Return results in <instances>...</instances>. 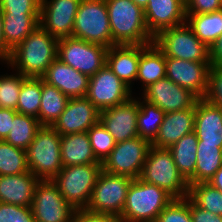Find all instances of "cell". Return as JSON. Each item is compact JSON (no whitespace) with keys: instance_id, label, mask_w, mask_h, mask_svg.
I'll use <instances>...</instances> for the list:
<instances>
[{"instance_id":"obj_1","label":"cell","mask_w":222,"mask_h":222,"mask_svg":"<svg viewBox=\"0 0 222 222\" xmlns=\"http://www.w3.org/2000/svg\"><path fill=\"white\" fill-rule=\"evenodd\" d=\"M58 41L38 25L11 51L8 66L24 77L41 78L57 58Z\"/></svg>"},{"instance_id":"obj_2","label":"cell","mask_w":222,"mask_h":222,"mask_svg":"<svg viewBox=\"0 0 222 222\" xmlns=\"http://www.w3.org/2000/svg\"><path fill=\"white\" fill-rule=\"evenodd\" d=\"M112 40L116 45L154 43L144 18V10L132 0H105Z\"/></svg>"},{"instance_id":"obj_3","label":"cell","mask_w":222,"mask_h":222,"mask_svg":"<svg viewBox=\"0 0 222 222\" xmlns=\"http://www.w3.org/2000/svg\"><path fill=\"white\" fill-rule=\"evenodd\" d=\"M174 198L165 190L133 179L129 186L121 222H155L157 216Z\"/></svg>"},{"instance_id":"obj_4","label":"cell","mask_w":222,"mask_h":222,"mask_svg":"<svg viewBox=\"0 0 222 222\" xmlns=\"http://www.w3.org/2000/svg\"><path fill=\"white\" fill-rule=\"evenodd\" d=\"M139 178L160 187L174 199L189 196V185L179 174L169 148L151 145Z\"/></svg>"},{"instance_id":"obj_5","label":"cell","mask_w":222,"mask_h":222,"mask_svg":"<svg viewBox=\"0 0 222 222\" xmlns=\"http://www.w3.org/2000/svg\"><path fill=\"white\" fill-rule=\"evenodd\" d=\"M60 142L52 126L42 125L26 150L29 171L39 180H52L63 168Z\"/></svg>"},{"instance_id":"obj_6","label":"cell","mask_w":222,"mask_h":222,"mask_svg":"<svg viewBox=\"0 0 222 222\" xmlns=\"http://www.w3.org/2000/svg\"><path fill=\"white\" fill-rule=\"evenodd\" d=\"M101 171V163L63 166L52 181L75 209H85Z\"/></svg>"},{"instance_id":"obj_7","label":"cell","mask_w":222,"mask_h":222,"mask_svg":"<svg viewBox=\"0 0 222 222\" xmlns=\"http://www.w3.org/2000/svg\"><path fill=\"white\" fill-rule=\"evenodd\" d=\"M72 37L100 44L107 48L116 45L112 40L105 0H81Z\"/></svg>"},{"instance_id":"obj_8","label":"cell","mask_w":222,"mask_h":222,"mask_svg":"<svg viewBox=\"0 0 222 222\" xmlns=\"http://www.w3.org/2000/svg\"><path fill=\"white\" fill-rule=\"evenodd\" d=\"M154 43L165 57L210 62L209 47L195 36L187 23L163 30L154 37Z\"/></svg>"},{"instance_id":"obj_9","label":"cell","mask_w":222,"mask_h":222,"mask_svg":"<svg viewBox=\"0 0 222 222\" xmlns=\"http://www.w3.org/2000/svg\"><path fill=\"white\" fill-rule=\"evenodd\" d=\"M133 179L102 170L93 188L88 211L120 217Z\"/></svg>"},{"instance_id":"obj_10","label":"cell","mask_w":222,"mask_h":222,"mask_svg":"<svg viewBox=\"0 0 222 222\" xmlns=\"http://www.w3.org/2000/svg\"><path fill=\"white\" fill-rule=\"evenodd\" d=\"M108 48L75 37L58 41L57 58L73 69L89 77L106 65Z\"/></svg>"},{"instance_id":"obj_11","label":"cell","mask_w":222,"mask_h":222,"mask_svg":"<svg viewBox=\"0 0 222 222\" xmlns=\"http://www.w3.org/2000/svg\"><path fill=\"white\" fill-rule=\"evenodd\" d=\"M151 143L139 136L116 143L111 153L101 163L109 174L139 178Z\"/></svg>"},{"instance_id":"obj_12","label":"cell","mask_w":222,"mask_h":222,"mask_svg":"<svg viewBox=\"0 0 222 222\" xmlns=\"http://www.w3.org/2000/svg\"><path fill=\"white\" fill-rule=\"evenodd\" d=\"M35 222H71L75 209L52 180H39L31 204Z\"/></svg>"},{"instance_id":"obj_13","label":"cell","mask_w":222,"mask_h":222,"mask_svg":"<svg viewBox=\"0 0 222 222\" xmlns=\"http://www.w3.org/2000/svg\"><path fill=\"white\" fill-rule=\"evenodd\" d=\"M132 89L126 86L107 66L90 77L86 98L99 110L127 102Z\"/></svg>"},{"instance_id":"obj_14","label":"cell","mask_w":222,"mask_h":222,"mask_svg":"<svg viewBox=\"0 0 222 222\" xmlns=\"http://www.w3.org/2000/svg\"><path fill=\"white\" fill-rule=\"evenodd\" d=\"M166 77L175 84L189 90L198 99L208 92L210 62H192L165 57Z\"/></svg>"},{"instance_id":"obj_15","label":"cell","mask_w":222,"mask_h":222,"mask_svg":"<svg viewBox=\"0 0 222 222\" xmlns=\"http://www.w3.org/2000/svg\"><path fill=\"white\" fill-rule=\"evenodd\" d=\"M80 1L41 0L39 25L58 40L72 37Z\"/></svg>"},{"instance_id":"obj_16","label":"cell","mask_w":222,"mask_h":222,"mask_svg":"<svg viewBox=\"0 0 222 222\" xmlns=\"http://www.w3.org/2000/svg\"><path fill=\"white\" fill-rule=\"evenodd\" d=\"M142 98L158 106L165 113L195 109L198 98L189 90L175 84L167 77L161 78L143 90Z\"/></svg>"},{"instance_id":"obj_17","label":"cell","mask_w":222,"mask_h":222,"mask_svg":"<svg viewBox=\"0 0 222 222\" xmlns=\"http://www.w3.org/2000/svg\"><path fill=\"white\" fill-rule=\"evenodd\" d=\"M100 120V111L86 98H69L52 127L60 136L87 132Z\"/></svg>"},{"instance_id":"obj_18","label":"cell","mask_w":222,"mask_h":222,"mask_svg":"<svg viewBox=\"0 0 222 222\" xmlns=\"http://www.w3.org/2000/svg\"><path fill=\"white\" fill-rule=\"evenodd\" d=\"M138 99L131 97L127 102L100 111V122L114 137L116 143L138 136Z\"/></svg>"},{"instance_id":"obj_19","label":"cell","mask_w":222,"mask_h":222,"mask_svg":"<svg viewBox=\"0 0 222 222\" xmlns=\"http://www.w3.org/2000/svg\"><path fill=\"white\" fill-rule=\"evenodd\" d=\"M144 18L150 34L156 37L163 30L186 23L185 0H148Z\"/></svg>"},{"instance_id":"obj_20","label":"cell","mask_w":222,"mask_h":222,"mask_svg":"<svg viewBox=\"0 0 222 222\" xmlns=\"http://www.w3.org/2000/svg\"><path fill=\"white\" fill-rule=\"evenodd\" d=\"M68 98L86 97L90 77L56 58L41 77Z\"/></svg>"},{"instance_id":"obj_21","label":"cell","mask_w":222,"mask_h":222,"mask_svg":"<svg viewBox=\"0 0 222 222\" xmlns=\"http://www.w3.org/2000/svg\"><path fill=\"white\" fill-rule=\"evenodd\" d=\"M194 132L202 144L222 148V107L208 100L198 99L195 104Z\"/></svg>"},{"instance_id":"obj_22","label":"cell","mask_w":222,"mask_h":222,"mask_svg":"<svg viewBox=\"0 0 222 222\" xmlns=\"http://www.w3.org/2000/svg\"><path fill=\"white\" fill-rule=\"evenodd\" d=\"M194 125L195 109L165 113L158 135L151 145L158 148H169L184 135L193 132Z\"/></svg>"},{"instance_id":"obj_23","label":"cell","mask_w":222,"mask_h":222,"mask_svg":"<svg viewBox=\"0 0 222 222\" xmlns=\"http://www.w3.org/2000/svg\"><path fill=\"white\" fill-rule=\"evenodd\" d=\"M140 57V45H114L108 48L106 65L130 89L136 81Z\"/></svg>"},{"instance_id":"obj_24","label":"cell","mask_w":222,"mask_h":222,"mask_svg":"<svg viewBox=\"0 0 222 222\" xmlns=\"http://www.w3.org/2000/svg\"><path fill=\"white\" fill-rule=\"evenodd\" d=\"M39 179L31 171L18 175L0 176V202L31 206Z\"/></svg>"},{"instance_id":"obj_25","label":"cell","mask_w":222,"mask_h":222,"mask_svg":"<svg viewBox=\"0 0 222 222\" xmlns=\"http://www.w3.org/2000/svg\"><path fill=\"white\" fill-rule=\"evenodd\" d=\"M60 149L63 166L101 163L93 154L87 132L61 136Z\"/></svg>"},{"instance_id":"obj_26","label":"cell","mask_w":222,"mask_h":222,"mask_svg":"<svg viewBox=\"0 0 222 222\" xmlns=\"http://www.w3.org/2000/svg\"><path fill=\"white\" fill-rule=\"evenodd\" d=\"M166 77L164 53L155 45H140V57L136 80L142 82V88H147L161 78Z\"/></svg>"},{"instance_id":"obj_27","label":"cell","mask_w":222,"mask_h":222,"mask_svg":"<svg viewBox=\"0 0 222 222\" xmlns=\"http://www.w3.org/2000/svg\"><path fill=\"white\" fill-rule=\"evenodd\" d=\"M197 144L198 138L193 131L184 135L179 141L169 147L179 174L185 179L189 186L195 184Z\"/></svg>"},{"instance_id":"obj_28","label":"cell","mask_w":222,"mask_h":222,"mask_svg":"<svg viewBox=\"0 0 222 222\" xmlns=\"http://www.w3.org/2000/svg\"><path fill=\"white\" fill-rule=\"evenodd\" d=\"M40 13L3 14V35L12 51L39 25Z\"/></svg>"},{"instance_id":"obj_29","label":"cell","mask_w":222,"mask_h":222,"mask_svg":"<svg viewBox=\"0 0 222 222\" xmlns=\"http://www.w3.org/2000/svg\"><path fill=\"white\" fill-rule=\"evenodd\" d=\"M186 23L195 36L210 48L222 34V9L207 14L186 15Z\"/></svg>"},{"instance_id":"obj_30","label":"cell","mask_w":222,"mask_h":222,"mask_svg":"<svg viewBox=\"0 0 222 222\" xmlns=\"http://www.w3.org/2000/svg\"><path fill=\"white\" fill-rule=\"evenodd\" d=\"M69 98L55 86L42 79L41 105L39 122L41 125L52 126L64 111Z\"/></svg>"},{"instance_id":"obj_31","label":"cell","mask_w":222,"mask_h":222,"mask_svg":"<svg viewBox=\"0 0 222 222\" xmlns=\"http://www.w3.org/2000/svg\"><path fill=\"white\" fill-rule=\"evenodd\" d=\"M196 159L195 184L208 182L222 166V148L198 141Z\"/></svg>"},{"instance_id":"obj_32","label":"cell","mask_w":222,"mask_h":222,"mask_svg":"<svg viewBox=\"0 0 222 222\" xmlns=\"http://www.w3.org/2000/svg\"><path fill=\"white\" fill-rule=\"evenodd\" d=\"M138 97L139 111L137 117L138 136L152 143L158 135L165 112L158 106ZM140 100V101H139Z\"/></svg>"},{"instance_id":"obj_33","label":"cell","mask_w":222,"mask_h":222,"mask_svg":"<svg viewBox=\"0 0 222 222\" xmlns=\"http://www.w3.org/2000/svg\"><path fill=\"white\" fill-rule=\"evenodd\" d=\"M41 126L37 118L17 113L5 141L14 147L27 150Z\"/></svg>"},{"instance_id":"obj_34","label":"cell","mask_w":222,"mask_h":222,"mask_svg":"<svg viewBox=\"0 0 222 222\" xmlns=\"http://www.w3.org/2000/svg\"><path fill=\"white\" fill-rule=\"evenodd\" d=\"M42 95V78L26 77L22 81L17 112L35 117L39 120Z\"/></svg>"},{"instance_id":"obj_35","label":"cell","mask_w":222,"mask_h":222,"mask_svg":"<svg viewBox=\"0 0 222 222\" xmlns=\"http://www.w3.org/2000/svg\"><path fill=\"white\" fill-rule=\"evenodd\" d=\"M188 197L200 208L222 216V191L210 183L191 184Z\"/></svg>"},{"instance_id":"obj_36","label":"cell","mask_w":222,"mask_h":222,"mask_svg":"<svg viewBox=\"0 0 222 222\" xmlns=\"http://www.w3.org/2000/svg\"><path fill=\"white\" fill-rule=\"evenodd\" d=\"M28 171L26 150L0 140V176L18 175Z\"/></svg>"},{"instance_id":"obj_37","label":"cell","mask_w":222,"mask_h":222,"mask_svg":"<svg viewBox=\"0 0 222 222\" xmlns=\"http://www.w3.org/2000/svg\"><path fill=\"white\" fill-rule=\"evenodd\" d=\"M94 156L99 162H103L115 147L114 137L99 121L87 131Z\"/></svg>"},{"instance_id":"obj_38","label":"cell","mask_w":222,"mask_h":222,"mask_svg":"<svg viewBox=\"0 0 222 222\" xmlns=\"http://www.w3.org/2000/svg\"><path fill=\"white\" fill-rule=\"evenodd\" d=\"M25 78L26 77L19 72L12 75H0V108H8L17 111L19 93L22 81Z\"/></svg>"},{"instance_id":"obj_39","label":"cell","mask_w":222,"mask_h":222,"mask_svg":"<svg viewBox=\"0 0 222 222\" xmlns=\"http://www.w3.org/2000/svg\"><path fill=\"white\" fill-rule=\"evenodd\" d=\"M155 222H192L190 198L173 199L157 216Z\"/></svg>"},{"instance_id":"obj_40","label":"cell","mask_w":222,"mask_h":222,"mask_svg":"<svg viewBox=\"0 0 222 222\" xmlns=\"http://www.w3.org/2000/svg\"><path fill=\"white\" fill-rule=\"evenodd\" d=\"M0 222H35L31 206L0 202Z\"/></svg>"},{"instance_id":"obj_41","label":"cell","mask_w":222,"mask_h":222,"mask_svg":"<svg viewBox=\"0 0 222 222\" xmlns=\"http://www.w3.org/2000/svg\"><path fill=\"white\" fill-rule=\"evenodd\" d=\"M41 0H0L3 14L40 13Z\"/></svg>"},{"instance_id":"obj_42","label":"cell","mask_w":222,"mask_h":222,"mask_svg":"<svg viewBox=\"0 0 222 222\" xmlns=\"http://www.w3.org/2000/svg\"><path fill=\"white\" fill-rule=\"evenodd\" d=\"M205 99L222 107V66H211L209 71L208 92Z\"/></svg>"},{"instance_id":"obj_43","label":"cell","mask_w":222,"mask_h":222,"mask_svg":"<svg viewBox=\"0 0 222 222\" xmlns=\"http://www.w3.org/2000/svg\"><path fill=\"white\" fill-rule=\"evenodd\" d=\"M186 15L207 14L222 9V0H185Z\"/></svg>"},{"instance_id":"obj_44","label":"cell","mask_w":222,"mask_h":222,"mask_svg":"<svg viewBox=\"0 0 222 222\" xmlns=\"http://www.w3.org/2000/svg\"><path fill=\"white\" fill-rule=\"evenodd\" d=\"M71 222H121L118 217L85 209L76 210Z\"/></svg>"},{"instance_id":"obj_45","label":"cell","mask_w":222,"mask_h":222,"mask_svg":"<svg viewBox=\"0 0 222 222\" xmlns=\"http://www.w3.org/2000/svg\"><path fill=\"white\" fill-rule=\"evenodd\" d=\"M190 215L192 222H222V216L215 215L197 206L190 199Z\"/></svg>"},{"instance_id":"obj_46","label":"cell","mask_w":222,"mask_h":222,"mask_svg":"<svg viewBox=\"0 0 222 222\" xmlns=\"http://www.w3.org/2000/svg\"><path fill=\"white\" fill-rule=\"evenodd\" d=\"M18 112L13 109L0 108V140H5L11 131L14 116Z\"/></svg>"},{"instance_id":"obj_47","label":"cell","mask_w":222,"mask_h":222,"mask_svg":"<svg viewBox=\"0 0 222 222\" xmlns=\"http://www.w3.org/2000/svg\"><path fill=\"white\" fill-rule=\"evenodd\" d=\"M210 49V65L222 66V34L212 44Z\"/></svg>"},{"instance_id":"obj_48","label":"cell","mask_w":222,"mask_h":222,"mask_svg":"<svg viewBox=\"0 0 222 222\" xmlns=\"http://www.w3.org/2000/svg\"><path fill=\"white\" fill-rule=\"evenodd\" d=\"M3 13L0 9V61L2 63L8 64V59L11 55V51L6 47L3 35Z\"/></svg>"},{"instance_id":"obj_49","label":"cell","mask_w":222,"mask_h":222,"mask_svg":"<svg viewBox=\"0 0 222 222\" xmlns=\"http://www.w3.org/2000/svg\"><path fill=\"white\" fill-rule=\"evenodd\" d=\"M213 187L222 191V166L216 171L214 176L208 181Z\"/></svg>"},{"instance_id":"obj_50","label":"cell","mask_w":222,"mask_h":222,"mask_svg":"<svg viewBox=\"0 0 222 222\" xmlns=\"http://www.w3.org/2000/svg\"><path fill=\"white\" fill-rule=\"evenodd\" d=\"M137 6L141 7L143 10L148 4V0H132Z\"/></svg>"}]
</instances>
